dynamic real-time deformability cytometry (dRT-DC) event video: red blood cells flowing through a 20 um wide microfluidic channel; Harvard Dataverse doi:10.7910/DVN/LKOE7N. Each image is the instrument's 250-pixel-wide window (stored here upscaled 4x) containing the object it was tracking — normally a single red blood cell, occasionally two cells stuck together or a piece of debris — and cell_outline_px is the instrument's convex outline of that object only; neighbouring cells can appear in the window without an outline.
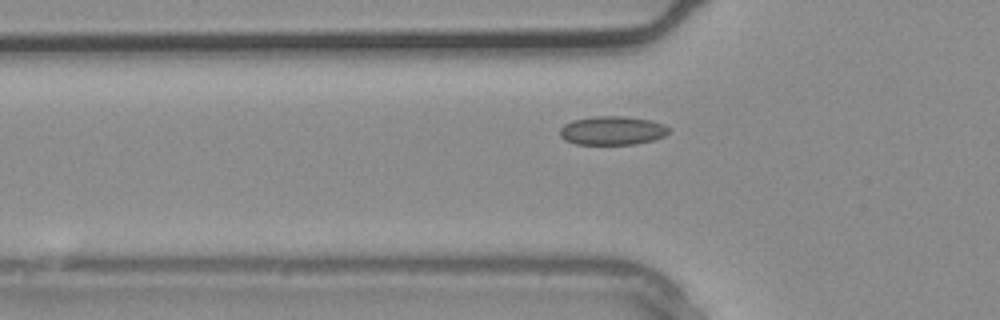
{"species": "common noctule bat (a hibernating species)", "species_latin": "Nyctalus noctula", "temperature_condition": "warm", "stored_images_in_passage": 4, "segment_of_instrument_passage": [2, 2], "camera_frame_rate_fps": 3000, "um_per_image_px": 0.085, "animal": {"sex": "male", "body_mass_g": 20.4}, "frame": {"image": 1, "passage_image": 4, "time_ms": 1.0, "image_size_px": [1000, 320], "cell_outline_px": [[672, 128], [664, 136], [652, 140], [636, 144], [576, 144], [564, 140], [560, 136], [560, 128], [564, 124], [572, 120], [596, 116], [624, 116], [652, 120], [664, 124]], "centroid_in_image_um": [52.05, 11.09], "position_along_channel_um": 73.7, "area_um2": 18.38}}